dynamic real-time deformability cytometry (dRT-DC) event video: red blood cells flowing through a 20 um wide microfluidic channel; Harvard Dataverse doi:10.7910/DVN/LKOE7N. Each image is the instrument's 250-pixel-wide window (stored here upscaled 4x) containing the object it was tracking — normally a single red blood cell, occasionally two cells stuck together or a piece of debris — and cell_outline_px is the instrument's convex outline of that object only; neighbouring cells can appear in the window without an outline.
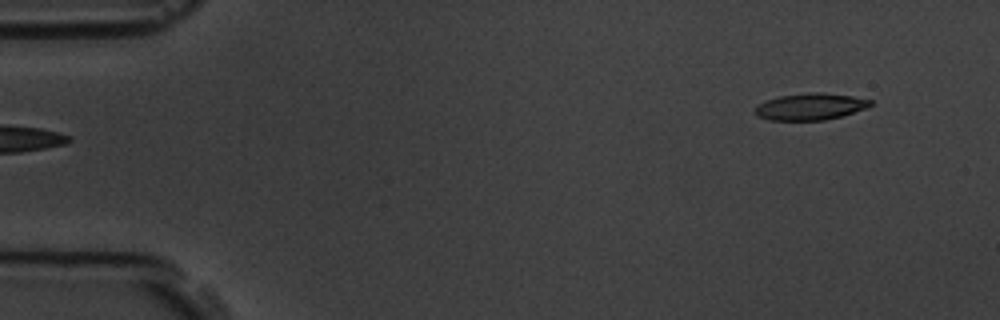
{"species": "common noctule bat (a hibernating species)", "species_latin": "Nyctalus noctula", "temperature_condition": "room temperature", "stored_images_in_passage": 2, "camera_frame_rate_fps": 3000, "um_per_image_px": 0.085, "animal": {"sex": "male", "body_mass_g": 19.5, "forearm_length_mm": 54.6}, "frame": {"image": 1, "passage_image": 2, "time_ms": 1.333, "image_size_px": [1000, 320], "cell_outline_px": [[872, 104], [868, 108], [840, 116], [824, 120], [768, 120], [756, 116], [756, 104], [780, 96], [812, 92], [820, 92], [852, 96], [872, 100]], "centroid_in_image_um": [68.88, 9.06], "position_along_channel_um": 16.1, "area_um2": 17.86}}